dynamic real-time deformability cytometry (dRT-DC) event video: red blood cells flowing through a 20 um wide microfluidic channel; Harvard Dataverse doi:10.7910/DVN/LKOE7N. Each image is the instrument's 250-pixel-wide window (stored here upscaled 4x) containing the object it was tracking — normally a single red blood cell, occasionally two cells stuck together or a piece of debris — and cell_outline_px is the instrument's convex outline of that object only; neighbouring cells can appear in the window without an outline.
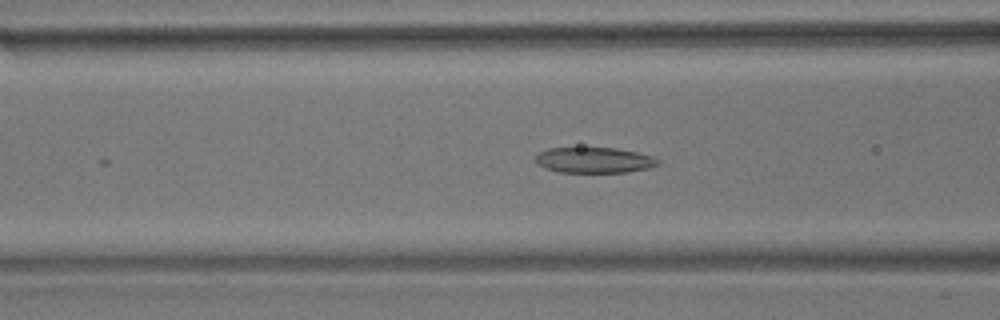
{"species": "common noctule bat (a hibernating species)", "species_latin": "Nyctalus noctula", "temperature_condition": "room temperature", "stored_images_in_passage": 27, "camera_frame_rate_fps": 3000, "um_per_image_px": 0.085, "animal": {"sex": "male", "body_mass_g": 17.9}, "frame": {"image": 1, "passage_image": 22, "time_ms": 7.0, "image_size_px": [1000, 320], "cell_outline_px": [[660, 164], [648, 168], [628, 172], [560, 172], [544, 168], [536, 164], [536, 152], [548, 148], [616, 148], [636, 152], [652, 156], [660, 160]], "centroid_in_image_um": [50.48, 13.61], "position_along_channel_um": 116.1, "area_um2": 18.38}}